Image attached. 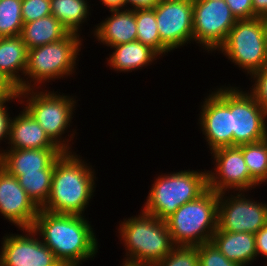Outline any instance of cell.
<instances>
[{
  "label": "cell",
  "instance_id": "1",
  "mask_svg": "<svg viewBox=\"0 0 267 266\" xmlns=\"http://www.w3.org/2000/svg\"><path fill=\"white\" fill-rule=\"evenodd\" d=\"M83 217L40 209L35 218L32 229L43 237L42 242L63 266H80L82 260H88L98 252L93 228Z\"/></svg>",
  "mask_w": 267,
  "mask_h": 266
},
{
  "label": "cell",
  "instance_id": "2",
  "mask_svg": "<svg viewBox=\"0 0 267 266\" xmlns=\"http://www.w3.org/2000/svg\"><path fill=\"white\" fill-rule=\"evenodd\" d=\"M94 171L71 152H63L54 164L51 191L40 208L56 214L83 215L94 192Z\"/></svg>",
  "mask_w": 267,
  "mask_h": 266
},
{
  "label": "cell",
  "instance_id": "3",
  "mask_svg": "<svg viewBox=\"0 0 267 266\" xmlns=\"http://www.w3.org/2000/svg\"><path fill=\"white\" fill-rule=\"evenodd\" d=\"M119 233L128 250L124 262L152 266L164 259L175 246L165 220L142 210V214L121 222Z\"/></svg>",
  "mask_w": 267,
  "mask_h": 266
},
{
  "label": "cell",
  "instance_id": "4",
  "mask_svg": "<svg viewBox=\"0 0 267 266\" xmlns=\"http://www.w3.org/2000/svg\"><path fill=\"white\" fill-rule=\"evenodd\" d=\"M218 199V193L207 189L165 220L175 246H200L212 240L218 227Z\"/></svg>",
  "mask_w": 267,
  "mask_h": 266
},
{
  "label": "cell",
  "instance_id": "5",
  "mask_svg": "<svg viewBox=\"0 0 267 266\" xmlns=\"http://www.w3.org/2000/svg\"><path fill=\"white\" fill-rule=\"evenodd\" d=\"M143 211L166 220L179 207L197 199L208 189L207 172L179 171L156 178Z\"/></svg>",
  "mask_w": 267,
  "mask_h": 266
},
{
  "label": "cell",
  "instance_id": "6",
  "mask_svg": "<svg viewBox=\"0 0 267 266\" xmlns=\"http://www.w3.org/2000/svg\"><path fill=\"white\" fill-rule=\"evenodd\" d=\"M248 74L267 65V18L237 20L219 48Z\"/></svg>",
  "mask_w": 267,
  "mask_h": 266
},
{
  "label": "cell",
  "instance_id": "7",
  "mask_svg": "<svg viewBox=\"0 0 267 266\" xmlns=\"http://www.w3.org/2000/svg\"><path fill=\"white\" fill-rule=\"evenodd\" d=\"M80 45L79 35L69 33L59 41L28 50L24 76H29L36 85L70 75L76 66Z\"/></svg>",
  "mask_w": 267,
  "mask_h": 266
},
{
  "label": "cell",
  "instance_id": "8",
  "mask_svg": "<svg viewBox=\"0 0 267 266\" xmlns=\"http://www.w3.org/2000/svg\"><path fill=\"white\" fill-rule=\"evenodd\" d=\"M33 88L20 90L18 97L26 98L27 105L24 108L44 129L50 140L63 152H70L69 144L62 141L61 135L70 126L73 107L76 103L74 98L57 95L54 92H33ZM32 91V92H31ZM32 93V94H31ZM31 95L26 96V95ZM61 140V141H60ZM64 142V143H62Z\"/></svg>",
  "mask_w": 267,
  "mask_h": 266
},
{
  "label": "cell",
  "instance_id": "9",
  "mask_svg": "<svg viewBox=\"0 0 267 266\" xmlns=\"http://www.w3.org/2000/svg\"><path fill=\"white\" fill-rule=\"evenodd\" d=\"M236 21L225 0H193V40L208 51L219 50Z\"/></svg>",
  "mask_w": 267,
  "mask_h": 266
},
{
  "label": "cell",
  "instance_id": "10",
  "mask_svg": "<svg viewBox=\"0 0 267 266\" xmlns=\"http://www.w3.org/2000/svg\"><path fill=\"white\" fill-rule=\"evenodd\" d=\"M233 146L256 143L267 138V111L249 93L230 87Z\"/></svg>",
  "mask_w": 267,
  "mask_h": 266
},
{
  "label": "cell",
  "instance_id": "11",
  "mask_svg": "<svg viewBox=\"0 0 267 266\" xmlns=\"http://www.w3.org/2000/svg\"><path fill=\"white\" fill-rule=\"evenodd\" d=\"M223 194L220 193L218 199L217 230L256 234L267 224V204H257L246 199L242 193H237V196H231L227 200Z\"/></svg>",
  "mask_w": 267,
  "mask_h": 266
},
{
  "label": "cell",
  "instance_id": "12",
  "mask_svg": "<svg viewBox=\"0 0 267 266\" xmlns=\"http://www.w3.org/2000/svg\"><path fill=\"white\" fill-rule=\"evenodd\" d=\"M154 11L161 42L170 51L193 41V0H160Z\"/></svg>",
  "mask_w": 267,
  "mask_h": 266
},
{
  "label": "cell",
  "instance_id": "13",
  "mask_svg": "<svg viewBox=\"0 0 267 266\" xmlns=\"http://www.w3.org/2000/svg\"><path fill=\"white\" fill-rule=\"evenodd\" d=\"M203 103L200 124L211 152L233 146L230 88L217 89Z\"/></svg>",
  "mask_w": 267,
  "mask_h": 266
},
{
  "label": "cell",
  "instance_id": "14",
  "mask_svg": "<svg viewBox=\"0 0 267 266\" xmlns=\"http://www.w3.org/2000/svg\"><path fill=\"white\" fill-rule=\"evenodd\" d=\"M211 153L217 169L216 173L207 171L208 189L225 194L227 188L239 190L240 193L257 186L250 177L242 150L238 146L219 148Z\"/></svg>",
  "mask_w": 267,
  "mask_h": 266
},
{
  "label": "cell",
  "instance_id": "15",
  "mask_svg": "<svg viewBox=\"0 0 267 266\" xmlns=\"http://www.w3.org/2000/svg\"><path fill=\"white\" fill-rule=\"evenodd\" d=\"M21 230L27 234L3 237L0 266H63L42 240L34 238L32 228Z\"/></svg>",
  "mask_w": 267,
  "mask_h": 266
},
{
  "label": "cell",
  "instance_id": "16",
  "mask_svg": "<svg viewBox=\"0 0 267 266\" xmlns=\"http://www.w3.org/2000/svg\"><path fill=\"white\" fill-rule=\"evenodd\" d=\"M40 208L20 186L16 177L0 166V212L21 229L32 228Z\"/></svg>",
  "mask_w": 267,
  "mask_h": 266
},
{
  "label": "cell",
  "instance_id": "17",
  "mask_svg": "<svg viewBox=\"0 0 267 266\" xmlns=\"http://www.w3.org/2000/svg\"><path fill=\"white\" fill-rule=\"evenodd\" d=\"M27 51L20 35L0 37V81L11 92L31 89L32 80L26 83L18 73L25 74Z\"/></svg>",
  "mask_w": 267,
  "mask_h": 266
},
{
  "label": "cell",
  "instance_id": "18",
  "mask_svg": "<svg viewBox=\"0 0 267 266\" xmlns=\"http://www.w3.org/2000/svg\"><path fill=\"white\" fill-rule=\"evenodd\" d=\"M59 148L10 149L0 153V166L14 177L48 168L61 154Z\"/></svg>",
  "mask_w": 267,
  "mask_h": 266
},
{
  "label": "cell",
  "instance_id": "19",
  "mask_svg": "<svg viewBox=\"0 0 267 266\" xmlns=\"http://www.w3.org/2000/svg\"><path fill=\"white\" fill-rule=\"evenodd\" d=\"M8 136L11 149L58 148L25 109L22 114L11 119Z\"/></svg>",
  "mask_w": 267,
  "mask_h": 266
},
{
  "label": "cell",
  "instance_id": "20",
  "mask_svg": "<svg viewBox=\"0 0 267 266\" xmlns=\"http://www.w3.org/2000/svg\"><path fill=\"white\" fill-rule=\"evenodd\" d=\"M113 15L106 18L94 31L96 39L106 43L107 46H117L124 43H129L136 40L137 23L135 18V10L124 9L111 10Z\"/></svg>",
  "mask_w": 267,
  "mask_h": 266
},
{
  "label": "cell",
  "instance_id": "21",
  "mask_svg": "<svg viewBox=\"0 0 267 266\" xmlns=\"http://www.w3.org/2000/svg\"><path fill=\"white\" fill-rule=\"evenodd\" d=\"M211 241L228 260L241 266L251 264L257 257L255 234L216 230Z\"/></svg>",
  "mask_w": 267,
  "mask_h": 266
},
{
  "label": "cell",
  "instance_id": "22",
  "mask_svg": "<svg viewBox=\"0 0 267 266\" xmlns=\"http://www.w3.org/2000/svg\"><path fill=\"white\" fill-rule=\"evenodd\" d=\"M68 34V30L62 23L53 15H49L38 20L24 23L20 36L27 50H30L35 47L59 41Z\"/></svg>",
  "mask_w": 267,
  "mask_h": 266
},
{
  "label": "cell",
  "instance_id": "23",
  "mask_svg": "<svg viewBox=\"0 0 267 266\" xmlns=\"http://www.w3.org/2000/svg\"><path fill=\"white\" fill-rule=\"evenodd\" d=\"M115 51L108 60L110 68L116 71H132L142 68L156 60L158 54L150 47L137 40L113 46Z\"/></svg>",
  "mask_w": 267,
  "mask_h": 266
},
{
  "label": "cell",
  "instance_id": "24",
  "mask_svg": "<svg viewBox=\"0 0 267 266\" xmlns=\"http://www.w3.org/2000/svg\"><path fill=\"white\" fill-rule=\"evenodd\" d=\"M85 0H51V15L58 19L69 33L78 34L80 24L88 15Z\"/></svg>",
  "mask_w": 267,
  "mask_h": 266
},
{
  "label": "cell",
  "instance_id": "25",
  "mask_svg": "<svg viewBox=\"0 0 267 266\" xmlns=\"http://www.w3.org/2000/svg\"><path fill=\"white\" fill-rule=\"evenodd\" d=\"M55 161L39 172L22 173L17 177L20 186L26 191L34 203L41 208L47 201L52 184Z\"/></svg>",
  "mask_w": 267,
  "mask_h": 266
},
{
  "label": "cell",
  "instance_id": "26",
  "mask_svg": "<svg viewBox=\"0 0 267 266\" xmlns=\"http://www.w3.org/2000/svg\"><path fill=\"white\" fill-rule=\"evenodd\" d=\"M136 40L153 49L158 55L170 51L160 39L154 8L136 9Z\"/></svg>",
  "mask_w": 267,
  "mask_h": 266
},
{
  "label": "cell",
  "instance_id": "27",
  "mask_svg": "<svg viewBox=\"0 0 267 266\" xmlns=\"http://www.w3.org/2000/svg\"><path fill=\"white\" fill-rule=\"evenodd\" d=\"M243 153L251 179L257 184L267 182V138L238 146Z\"/></svg>",
  "mask_w": 267,
  "mask_h": 266
},
{
  "label": "cell",
  "instance_id": "28",
  "mask_svg": "<svg viewBox=\"0 0 267 266\" xmlns=\"http://www.w3.org/2000/svg\"><path fill=\"white\" fill-rule=\"evenodd\" d=\"M22 0H0V37L18 36L23 27Z\"/></svg>",
  "mask_w": 267,
  "mask_h": 266
},
{
  "label": "cell",
  "instance_id": "29",
  "mask_svg": "<svg viewBox=\"0 0 267 266\" xmlns=\"http://www.w3.org/2000/svg\"><path fill=\"white\" fill-rule=\"evenodd\" d=\"M152 266H199L198 246H174L164 259Z\"/></svg>",
  "mask_w": 267,
  "mask_h": 266
},
{
  "label": "cell",
  "instance_id": "30",
  "mask_svg": "<svg viewBox=\"0 0 267 266\" xmlns=\"http://www.w3.org/2000/svg\"><path fill=\"white\" fill-rule=\"evenodd\" d=\"M199 266H241L228 260L210 241L198 246Z\"/></svg>",
  "mask_w": 267,
  "mask_h": 266
},
{
  "label": "cell",
  "instance_id": "31",
  "mask_svg": "<svg viewBox=\"0 0 267 266\" xmlns=\"http://www.w3.org/2000/svg\"><path fill=\"white\" fill-rule=\"evenodd\" d=\"M23 23L51 15V0H22Z\"/></svg>",
  "mask_w": 267,
  "mask_h": 266
},
{
  "label": "cell",
  "instance_id": "32",
  "mask_svg": "<svg viewBox=\"0 0 267 266\" xmlns=\"http://www.w3.org/2000/svg\"><path fill=\"white\" fill-rule=\"evenodd\" d=\"M251 78L256 82L254 87L252 86L250 94L267 111V65L251 74Z\"/></svg>",
  "mask_w": 267,
  "mask_h": 266
},
{
  "label": "cell",
  "instance_id": "33",
  "mask_svg": "<svg viewBox=\"0 0 267 266\" xmlns=\"http://www.w3.org/2000/svg\"><path fill=\"white\" fill-rule=\"evenodd\" d=\"M237 20L256 18L252 0H225Z\"/></svg>",
  "mask_w": 267,
  "mask_h": 266
},
{
  "label": "cell",
  "instance_id": "34",
  "mask_svg": "<svg viewBox=\"0 0 267 266\" xmlns=\"http://www.w3.org/2000/svg\"><path fill=\"white\" fill-rule=\"evenodd\" d=\"M18 97L16 92H12L5 99H3L0 102V140L2 138H9V129L11 124V117H9V114L7 113V109L4 103L16 99ZM1 152V151H0Z\"/></svg>",
  "mask_w": 267,
  "mask_h": 266
},
{
  "label": "cell",
  "instance_id": "35",
  "mask_svg": "<svg viewBox=\"0 0 267 266\" xmlns=\"http://www.w3.org/2000/svg\"><path fill=\"white\" fill-rule=\"evenodd\" d=\"M255 243L257 255L261 253L267 257V224L255 234Z\"/></svg>",
  "mask_w": 267,
  "mask_h": 266
},
{
  "label": "cell",
  "instance_id": "36",
  "mask_svg": "<svg viewBox=\"0 0 267 266\" xmlns=\"http://www.w3.org/2000/svg\"><path fill=\"white\" fill-rule=\"evenodd\" d=\"M160 0H125L126 4H131L133 7L132 10L136 9H146V8H154Z\"/></svg>",
  "mask_w": 267,
  "mask_h": 266
},
{
  "label": "cell",
  "instance_id": "37",
  "mask_svg": "<svg viewBox=\"0 0 267 266\" xmlns=\"http://www.w3.org/2000/svg\"><path fill=\"white\" fill-rule=\"evenodd\" d=\"M252 4L256 17L267 18V0H252Z\"/></svg>",
  "mask_w": 267,
  "mask_h": 266
},
{
  "label": "cell",
  "instance_id": "38",
  "mask_svg": "<svg viewBox=\"0 0 267 266\" xmlns=\"http://www.w3.org/2000/svg\"><path fill=\"white\" fill-rule=\"evenodd\" d=\"M102 4L111 10H121L125 7V0H101Z\"/></svg>",
  "mask_w": 267,
  "mask_h": 266
},
{
  "label": "cell",
  "instance_id": "39",
  "mask_svg": "<svg viewBox=\"0 0 267 266\" xmlns=\"http://www.w3.org/2000/svg\"><path fill=\"white\" fill-rule=\"evenodd\" d=\"M12 93L4 84H0V102Z\"/></svg>",
  "mask_w": 267,
  "mask_h": 266
},
{
  "label": "cell",
  "instance_id": "40",
  "mask_svg": "<svg viewBox=\"0 0 267 266\" xmlns=\"http://www.w3.org/2000/svg\"><path fill=\"white\" fill-rule=\"evenodd\" d=\"M123 266H144V265L125 262V263H123Z\"/></svg>",
  "mask_w": 267,
  "mask_h": 266
}]
</instances>
